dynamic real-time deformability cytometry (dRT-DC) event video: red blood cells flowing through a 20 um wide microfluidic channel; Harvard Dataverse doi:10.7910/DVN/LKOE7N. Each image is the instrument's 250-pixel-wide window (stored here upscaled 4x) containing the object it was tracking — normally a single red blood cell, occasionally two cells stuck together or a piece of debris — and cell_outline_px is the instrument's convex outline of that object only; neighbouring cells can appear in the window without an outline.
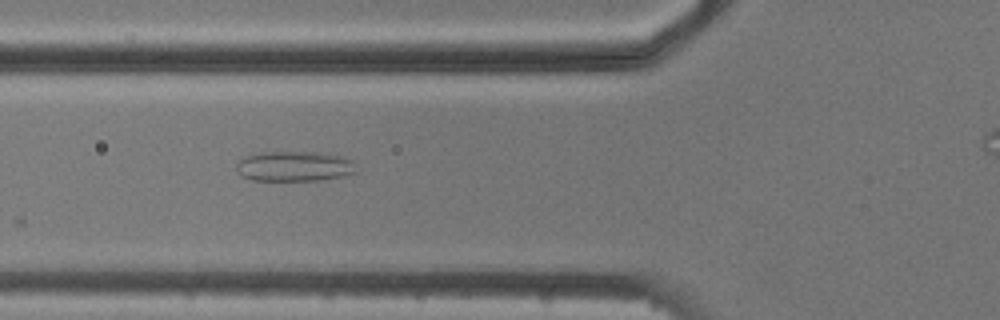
{"species": "common noctule bat (a hibernating species)", "species_latin": "Nyctalus noctula", "temperature_condition": "cold", "stored_images_in_passage": 7, "camera_frame_rate_fps": 3000, "um_per_image_px": 0.085, "animal": {"sex": "male", "body_mass_g": 20.5, "forearm_length_mm": 52.5}, "frame": {"image": 1, "passage_image": 5, "time_ms": 4.667, "image_size_px": [1000, 320], "cell_outline_px": [[356, 172], [344, 176], [316, 180], [252, 180], [244, 176], [236, 168], [236, 164], [240, 160], [248, 156], [260, 152], [328, 152], [344, 156], [352, 160]], "centroid_in_image_um": [25.07, 14.11], "position_along_channel_um": 100.7, "area_um2": 20.98}}
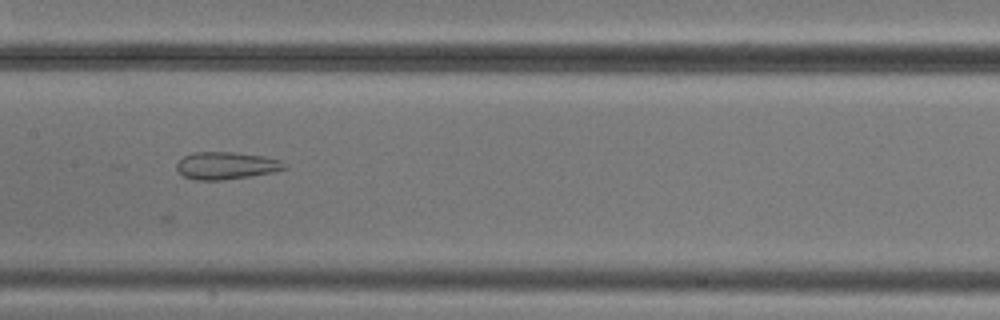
{"frame": {"image": 2, "passage_image": 7, "time_ms": 7.0, "image_size_px": [1000, 320], "cell_outline_px": [[288, 168], [272, 172], [252, 176], [220, 180], [196, 180], [184, 176], [176, 168], [176, 164], [184, 156], [196, 152], [236, 152], [264, 156], [280, 160]], "centroid_in_image_um": [19.24, 14.07], "position_along_channel_um": 188.2, "area_um2": 17.11}}